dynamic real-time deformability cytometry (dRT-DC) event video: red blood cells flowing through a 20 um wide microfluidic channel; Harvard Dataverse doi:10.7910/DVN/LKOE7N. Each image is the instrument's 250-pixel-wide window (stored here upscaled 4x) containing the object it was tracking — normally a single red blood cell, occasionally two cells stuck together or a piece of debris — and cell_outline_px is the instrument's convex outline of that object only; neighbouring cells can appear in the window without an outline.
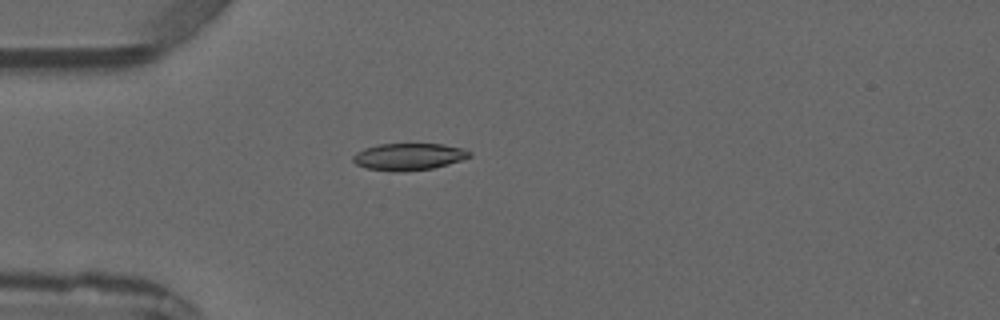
{"species": "common noctule bat (a hibernating species)", "species_latin": "Nyctalus noctula", "temperature_condition": "warm", "stored_images_in_passage": 2, "camera_frame_rate_fps": 3000, "um_per_image_px": 0.085, "animal": {"sex": "male", "forearm_length_mm": 52.5}, "frame": {"image": 1, "passage_image": 2, "time_ms": 1.0, "image_size_px": [1000, 320], "cell_outline_px": [[472, 156], [448, 164], [432, 168], [396, 172], [368, 168], [356, 164], [352, 160], [352, 156], [356, 152], [364, 148], [380, 144], [444, 144], [464, 148], [472, 152]], "centroid_in_image_um": [34.75, 13.3], "position_along_channel_um": 50.2, "area_um2": 18.26}}